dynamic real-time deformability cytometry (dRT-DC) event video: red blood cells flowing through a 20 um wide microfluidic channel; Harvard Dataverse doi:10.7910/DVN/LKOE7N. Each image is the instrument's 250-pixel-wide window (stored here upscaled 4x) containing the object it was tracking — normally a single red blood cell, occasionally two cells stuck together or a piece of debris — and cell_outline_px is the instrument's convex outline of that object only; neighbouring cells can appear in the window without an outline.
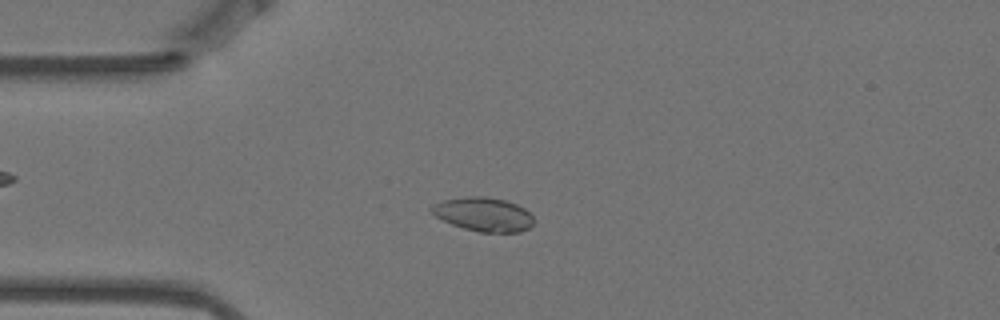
{"species": "Egyptian fruit bat (a non-hibernating species)", "species_latin": "Rousettus aegyptiacus", "temperature_condition": "warm", "stored_images_in_passage": 9, "camera_frame_rate_fps": 3000, "um_per_image_px": 0.085, "animal": {"sex": "female"}, "frame": {"image": 1, "passage_image": 3, "time_ms": 0.667, "image_size_px": [1000, 320], "cell_outline_px": [[532, 224], [528, 228], [520, 232], [480, 232], [464, 228], [452, 224], [436, 216], [428, 208], [432, 204], [444, 200], [468, 196], [484, 196], [504, 200], [516, 204], [524, 208], [532, 216]], "centroid_in_image_um": [41.08, 18.21], "position_along_channel_um": 43.9, "area_um2": 20.0}}
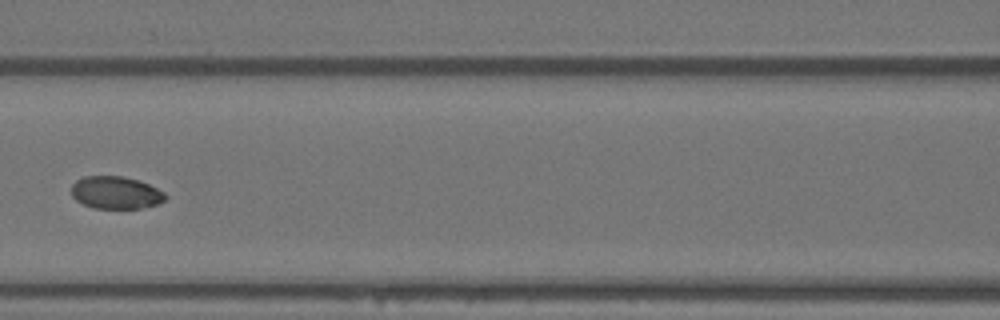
{"frame": {"image": 2, "passage_image": 6, "time_ms": 1.667, "image_size_px": [1000, 320], "cell_outline_px": [[168, 196], [164, 200], [156, 204], [140, 208], [96, 208], [84, 204], [76, 200], [72, 196], [72, 184], [76, 180], [84, 176], [124, 176], [140, 180], [164, 192]], "centroid_in_image_um": [9.84, 16.36], "position_along_channel_um": 156.8, "area_um2": 17.74}}
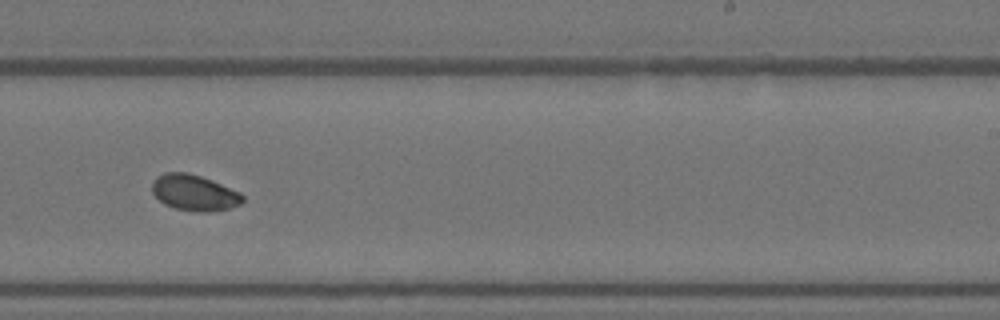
{"frame": {"image": 3, "passage_image": 9, "time_ms": 2.667, "image_size_px": [1000, 320], "cell_outline_px": [[244, 200], [240, 204], [228, 208], [208, 212], [196, 212], [176, 208], [164, 204], [152, 192], [152, 180], [156, 176], [164, 172], [188, 172], [212, 180], [240, 192], [244, 196]], "centroid_in_image_um": [16.5, 16.37], "position_along_channel_um": 272.5, "area_um2": 19.02}}